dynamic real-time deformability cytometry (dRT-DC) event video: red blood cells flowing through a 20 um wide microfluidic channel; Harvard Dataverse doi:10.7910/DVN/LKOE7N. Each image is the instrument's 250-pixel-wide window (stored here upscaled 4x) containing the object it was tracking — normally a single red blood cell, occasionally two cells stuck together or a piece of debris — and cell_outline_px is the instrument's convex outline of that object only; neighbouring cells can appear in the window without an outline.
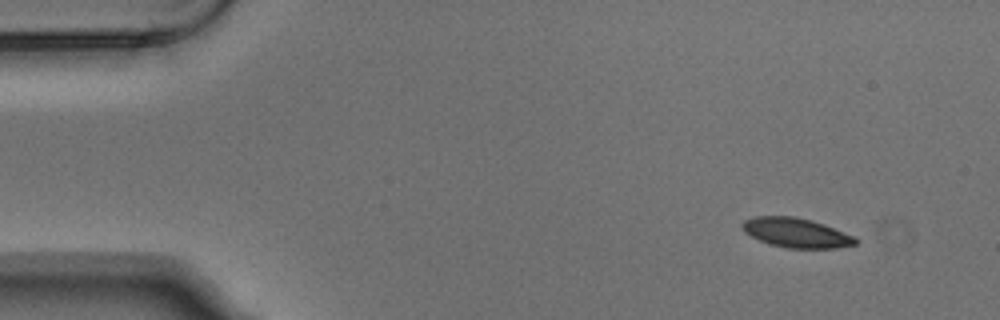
{"species": "Egyptian fruit bat (a non-hibernating species)", "species_latin": "Rousettus aegyptiacus", "temperature_condition": "warm", "stored_images_in_passage": 4, "camera_frame_rate_fps": 3000, "um_per_image_px": 0.085, "animal": {"sex": "male"}, "frame": {"image": 1, "passage_image": 1, "time_ms": 0.0, "image_size_px": [1000, 320], "cell_outline_px": [[860, 240], [856, 244], [836, 248], [788, 248], [768, 244], [744, 232], [740, 228], [740, 224], [744, 220], [752, 216], [796, 216], [812, 220], [824, 224], [856, 236]], "centroid_in_image_um": [67.68, 19.77], "position_along_channel_um": 17.3, "area_um2": 19.83}}
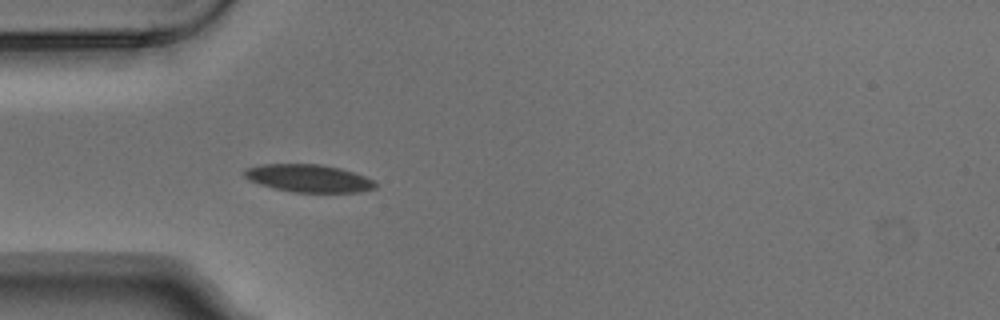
{"frame": {"image": 2, "passage_image": 4, "time_ms": 1.0, "image_size_px": [1000, 320], "cell_outline_px": [[376, 188], [360, 192], [292, 192], [260, 184], [244, 176], [244, 168], [264, 164], [320, 164], [340, 168], [364, 176], [372, 180], [376, 184]], "centroid_in_image_um": [26.24, 15.15], "position_along_channel_um": 58.8, "area_um2": 20.87}}